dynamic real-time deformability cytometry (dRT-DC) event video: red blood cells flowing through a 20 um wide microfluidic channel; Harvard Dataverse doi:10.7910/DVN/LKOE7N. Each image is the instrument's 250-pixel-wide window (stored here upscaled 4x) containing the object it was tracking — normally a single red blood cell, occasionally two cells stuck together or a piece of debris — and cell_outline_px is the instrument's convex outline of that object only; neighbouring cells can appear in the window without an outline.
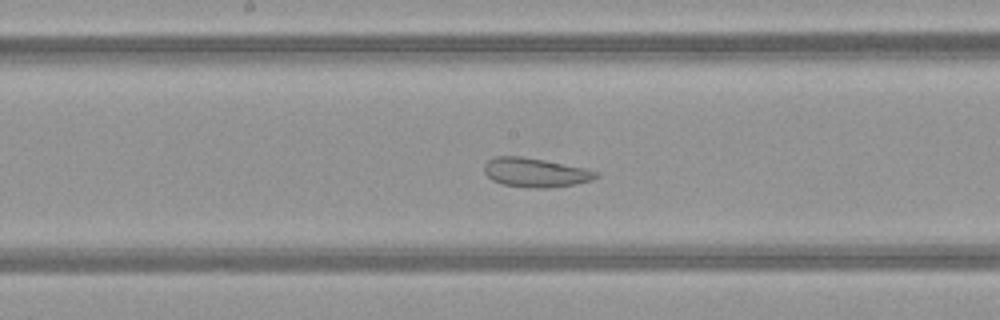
{"species": "common noctule bat (a hibernating species)", "species_latin": "Nyctalus noctula", "temperature_condition": "warm", "stored_images_in_passage": 46, "camera_frame_rate_fps": 3000, "um_per_image_px": 0.085, "animal": {"sex": "female", "body_mass_g": 21.9}, "frame": {"image": 1, "passage_image": 22, "time_ms": 7.0, "image_size_px": [1000, 320], "cell_outline_px": [[600, 176], [592, 180], [572, 184], [548, 188], [532, 188], [504, 184], [492, 180], [484, 172], [484, 164], [488, 160], [496, 156], [520, 156], [544, 160], [588, 168], [600, 172]], "centroid_in_image_um": [45.54, 14.65], "position_along_channel_um": 202.7, "area_um2": 19.02}}
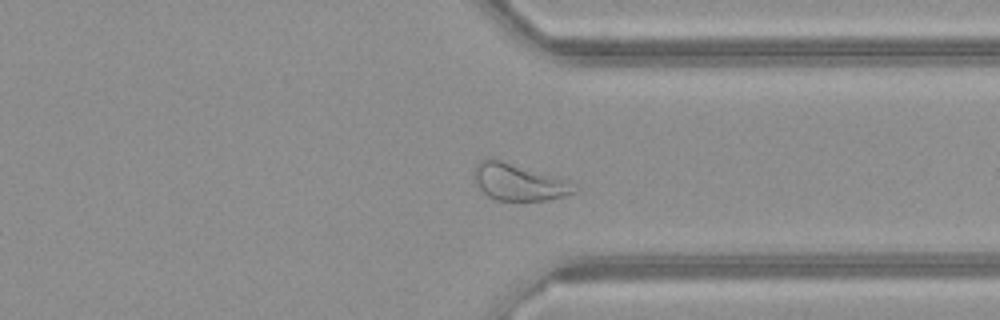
{"frame": {"image": 2, "passage_image": 34, "time_ms": 11.0, "image_size_px": [1000, 320], "cell_outline_px": [[580, 188], [576, 192], [564, 196], [548, 200], [496, 200], [488, 196], [476, 184], [472, 176], [476, 164], [480, 160], [500, 160], [572, 180]], "centroid_in_image_um": [44.17, 15.49], "position_along_channel_um": 367.2, "area_um2": 21.68}}
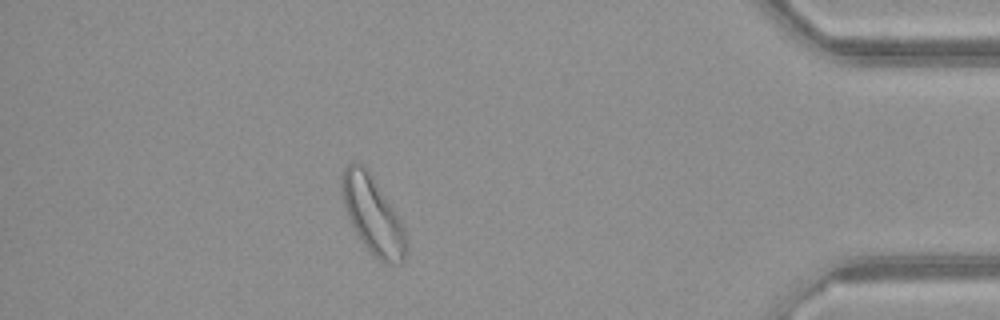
{"frame": {"image": 3, "passage_image": 40, "time_ms": 13.0, "image_size_px": [1000, 320], "cell_outline_px": [[408, 248], [404, 260], [400, 264], [384, 264], [372, 256], [348, 220], [340, 192], [340, 176], [344, 168], [348, 164], [356, 160], [368, 168], [396, 212], [404, 228]], "centroid_in_image_um": [31.66, 18.26], "position_along_channel_um": 403.5, "area_um2": 29.77}, "authors_computed_cell_mechanics": {"area_um2": 25.8077, "velocity_mm_per_s": 4.1395, "shape_relaxation_time_tau1_ms": null, "shape_relaxation_time_tau2_ms": 2.0889, "deformation_change_tau1": null, "deformation_change_tau2": 0.1032}}